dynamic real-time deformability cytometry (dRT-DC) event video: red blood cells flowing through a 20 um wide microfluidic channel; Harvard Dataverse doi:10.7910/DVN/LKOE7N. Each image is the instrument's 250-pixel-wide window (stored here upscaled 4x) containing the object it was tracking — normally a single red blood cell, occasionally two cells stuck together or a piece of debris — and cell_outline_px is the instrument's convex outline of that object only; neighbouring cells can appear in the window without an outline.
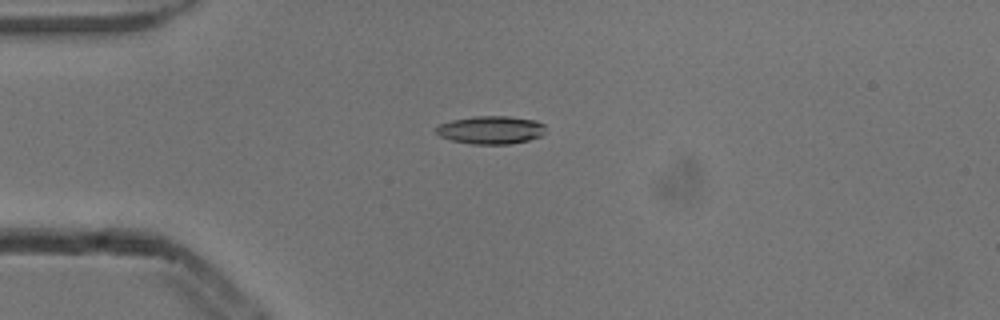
{"species": "common noctule bat (a hibernating species)", "species_latin": "Nyctalus noctula", "temperature_condition": "cold", "stored_images_in_passage": 3, "camera_frame_rate_fps": 3000, "um_per_image_px": 0.085, "animal": {"sex": "male", "body_mass_g": 13.3}, "frame": {"image": 1, "passage_image": 3, "time_ms": 0.667, "image_size_px": [1000, 320], "cell_outline_px": [[544, 132], [540, 136], [528, 140], [508, 144], [472, 144], [452, 140], [440, 136], [436, 132], [436, 128], [440, 124], [452, 120], [472, 116], [508, 116], [536, 120], [544, 124]], "centroid_in_image_um": [41.72, 11.04], "position_along_channel_um": 43.3, "area_um2": 17.8}}